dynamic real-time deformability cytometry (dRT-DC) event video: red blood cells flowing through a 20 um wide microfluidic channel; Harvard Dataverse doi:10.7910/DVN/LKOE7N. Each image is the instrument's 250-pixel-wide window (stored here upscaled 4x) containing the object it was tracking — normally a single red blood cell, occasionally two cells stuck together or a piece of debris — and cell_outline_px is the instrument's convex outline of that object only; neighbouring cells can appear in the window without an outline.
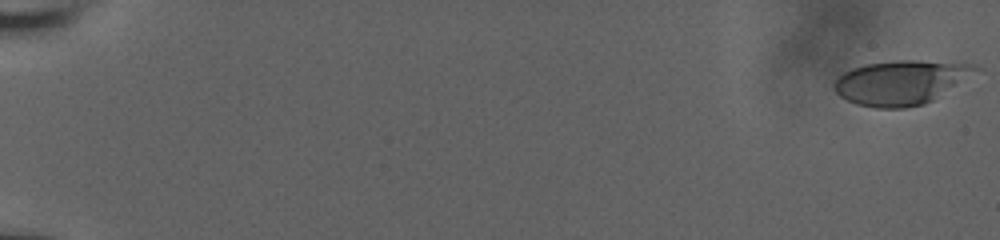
{"species": "human", "species_latin": "Homo sapiens", "temperature_condition": "room temperature", "stored_images_in_passage": 57, "camera_frame_rate_fps": 3000, "um_per_image_px": 0.085, "donor": {"sex": "male"}, "frame": {"image": 1, "passage_image": 1, "time_ms": 0.0, "image_size_px": [1000, 240], "cell_outline_px": [[984, 68], [932, 100], [924, 104], [904, 108], [876, 108], [856, 104], [840, 96], [832, 88], [832, 84], [844, 72], [852, 68], [864, 64], [896, 60], [916, 60], [972, 64]], "centroid_in_image_um": [76.57, 7.0], "position_along_channel_um": 8.4, "area_um2": 36.47}}
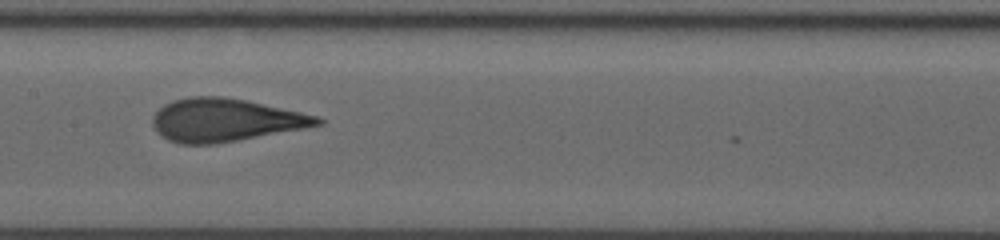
{"frame": {"image": 2, "passage_image": 32, "time_ms": 10.333, "image_size_px": [1000, 240], "cell_outline_px": [[324, 124], [304, 128], [216, 144], [180, 144], [168, 140], [156, 132], [152, 124], [152, 116], [164, 104], [172, 100], [188, 96], [224, 96], [248, 100], [320, 116], [324, 120]], "centroid_in_image_um": [19.14, 10.19], "position_along_channel_um": 188.3, "area_um2": 41.62}}
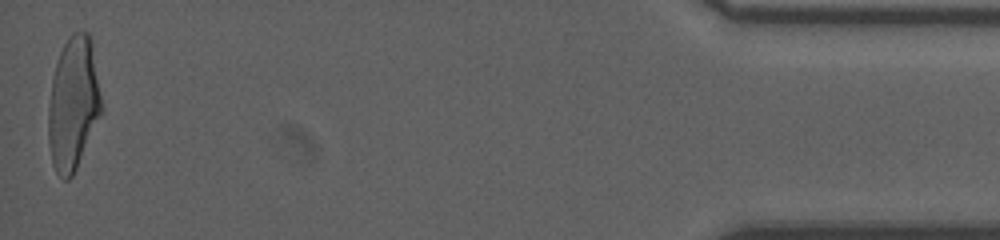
{"frame": {"image": 3, "passage_image": 57, "time_ms": 18.667, "image_size_px": [1000, 240], "cell_outline_px": [[104, 108], [76, 168], [72, 176], [68, 180], [64, 180], [56, 172], [52, 164], [48, 140], [48, 108], [52, 80], [56, 64], [60, 52], [64, 44], [72, 32], [88, 32], [92, 40]], "centroid_in_image_um": [6.24, 8.79], "position_along_channel_um": 429.0, "area_um2": 41.44}, "authors_computed_cell_mechanics": {"area_um2": 39.8242, "velocity_mm_per_s": 3.8632, "shape_relaxation_time_tau1_ms": 5.2795, "shape_relaxation_time_tau2_ms": 0.7751, "deformation_change_tau1": 0.2056, "deformation_change_tau2": 0.0963}}